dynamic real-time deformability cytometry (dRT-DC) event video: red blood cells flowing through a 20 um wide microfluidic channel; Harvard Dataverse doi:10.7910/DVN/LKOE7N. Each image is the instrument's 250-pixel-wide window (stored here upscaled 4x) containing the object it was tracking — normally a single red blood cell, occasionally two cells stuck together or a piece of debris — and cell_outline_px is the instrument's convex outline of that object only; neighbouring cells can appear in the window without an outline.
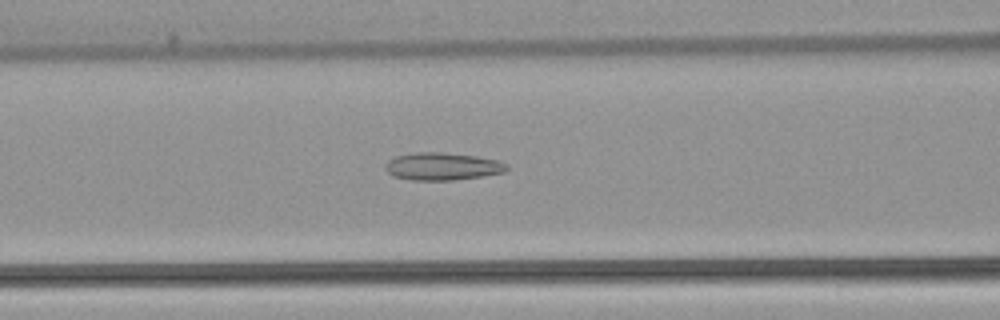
{"species": "common noctule bat (a hibernating species)", "species_latin": "Nyctalus noctula", "temperature_condition": "warm", "stored_images_in_passage": 39, "camera_frame_rate_fps": 3000, "um_per_image_px": 0.085, "animal": {"sex": "female", "body_mass_g": 22.7, "forearm_length_mm": 54.2}, "frame": {"image": 1, "passage_image": 12, "time_ms": 3.667, "image_size_px": [1000, 320], "cell_outline_px": [[508, 168], [504, 172], [480, 176], [452, 180], [412, 180], [392, 176], [384, 168], [384, 164], [388, 160], [396, 156], [416, 152], [440, 152], [476, 156], [496, 160], [508, 164]], "centroid_in_image_um": [37.56, 14.14], "position_along_channel_um": 129.0, "area_um2": 19.42}}
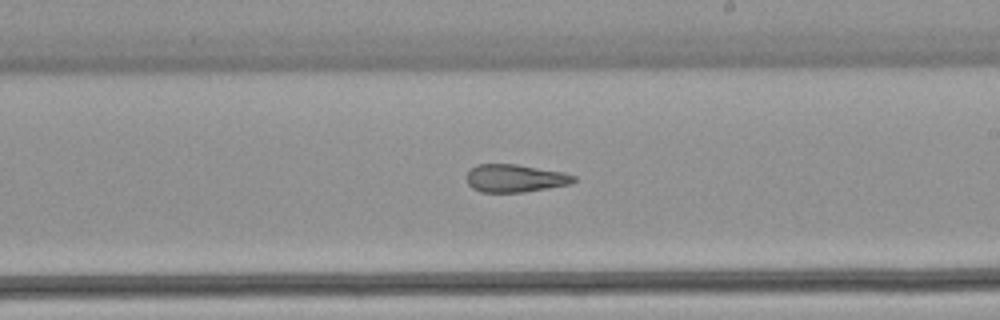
{"frame": {"image": 2, "passage_image": 21, "time_ms": 6.667, "image_size_px": [1000, 320], "cell_outline_px": [[576, 180], [572, 184], [524, 192], [480, 192], [472, 188], [468, 184], [464, 176], [476, 164], [516, 164], [564, 172], [576, 176]], "centroid_in_image_um": [43.77, 15.15], "position_along_channel_um": 245.2, "area_um2": 17.57}}
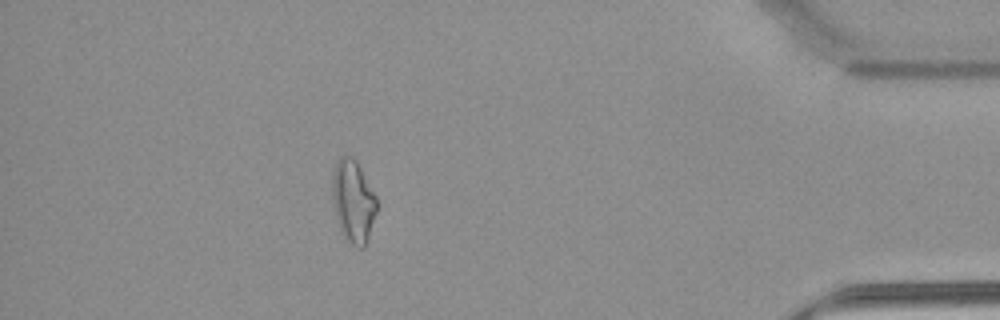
{"frame": {"image": 3, "passage_image": 37, "time_ms": 12.0, "image_size_px": [1000, 320], "cell_outline_px": [[380, 204], [364, 248], [356, 248], [344, 240], [340, 232], [332, 200], [332, 172], [336, 160], [340, 156], [352, 156], [356, 160], [376, 196]], "centroid_in_image_um": [30.02, 17.13], "position_along_channel_um": 405.2, "area_um2": 21.96}}